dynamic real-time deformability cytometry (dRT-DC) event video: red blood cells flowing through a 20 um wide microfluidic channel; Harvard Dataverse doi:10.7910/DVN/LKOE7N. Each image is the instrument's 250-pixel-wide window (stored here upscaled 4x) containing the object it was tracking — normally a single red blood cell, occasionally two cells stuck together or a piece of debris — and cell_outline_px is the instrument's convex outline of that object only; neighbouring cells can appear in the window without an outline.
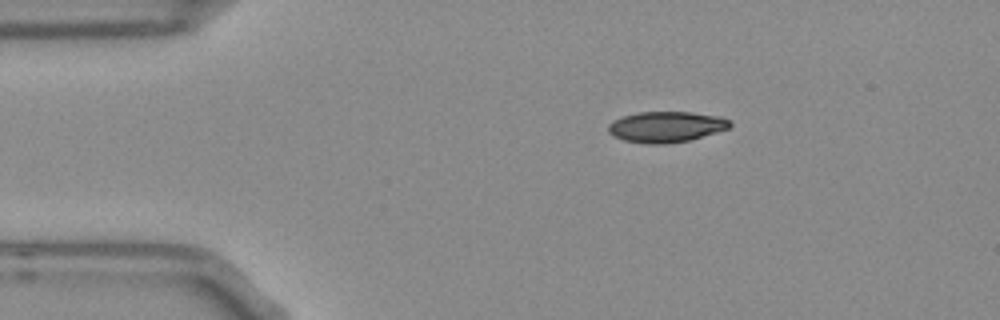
{"species": "Egyptian fruit bat (a non-hibernating species)", "species_latin": "Rousettus aegyptiacus", "temperature_condition": "room temperature", "stored_images_in_passage": 45, "camera_frame_rate_fps": 3000, "um_per_image_px": 0.085, "frame": {"image": 1, "passage_image": 1, "time_ms": 0.0, "image_size_px": [1000, 320], "cell_outline_px": [[732, 124], [728, 128], [716, 132], [688, 140], [664, 144], [648, 144], [624, 140], [608, 132], [608, 124], [612, 120], [624, 116], [640, 112], [688, 112], [720, 116], [728, 120]], "centroid_in_image_um": [56.6, 10.77], "position_along_channel_um": 28.4, "area_um2": 21.56}}
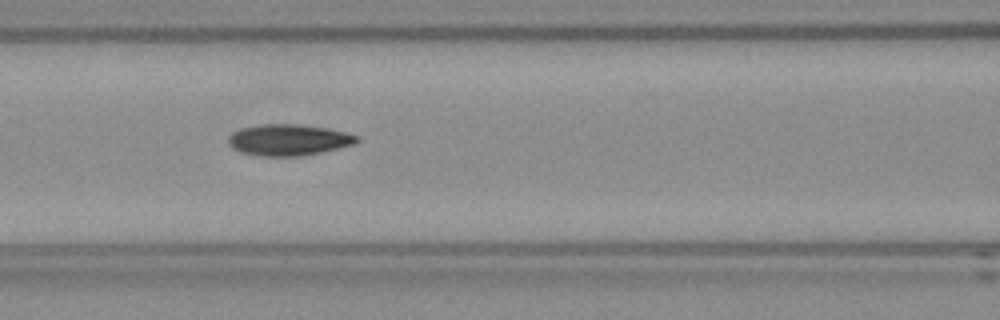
{"frame": {"image": 2, "passage_image": 14, "time_ms": 4.333, "image_size_px": [1000, 320], "cell_outline_px": [[360, 140], [352, 144], [320, 152], [300, 156], [260, 156], [240, 152], [232, 148], [228, 144], [228, 136], [232, 132], [240, 128], [264, 124], [296, 124], [324, 128], [344, 132], [360, 136]], "centroid_in_image_um": [24.47, 11.89], "position_along_channel_um": 142.1, "area_um2": 23.24}}
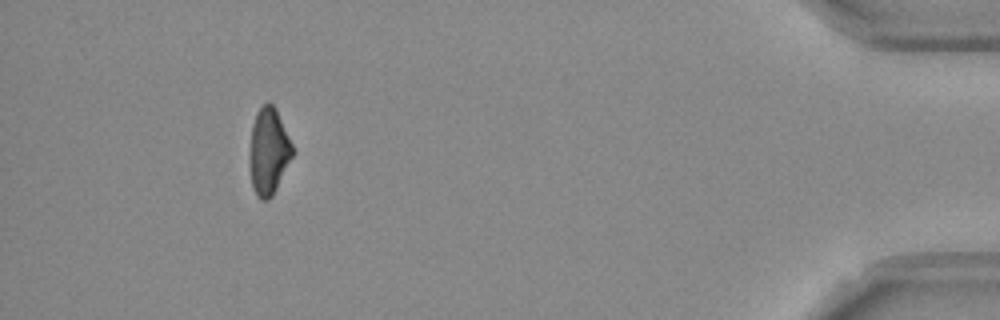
{"frame": {"image": 3, "passage_image": 41, "time_ms": 13.333, "image_size_px": [1000, 320], "cell_outline_px": [[292, 156], [272, 196], [268, 200], [260, 200], [256, 196], [252, 188], [248, 160], [248, 156], [252, 124], [256, 112], [264, 104], [272, 104], [276, 108], [292, 144]], "centroid_in_image_um": [22.78, 12.89], "position_along_channel_um": 412.4, "area_um2": 21.68}, "authors_computed_cell_mechanics": {"area_um2": 22.4264, "velocity_mm_per_s": 3.7518, "shape_relaxation_time_tau1_ms": 6.0231, "shape_relaxation_time_tau2_ms": 7.9466, "deformation_change_tau1": 0.1582, "deformation_change_tau2": 0.1504}}